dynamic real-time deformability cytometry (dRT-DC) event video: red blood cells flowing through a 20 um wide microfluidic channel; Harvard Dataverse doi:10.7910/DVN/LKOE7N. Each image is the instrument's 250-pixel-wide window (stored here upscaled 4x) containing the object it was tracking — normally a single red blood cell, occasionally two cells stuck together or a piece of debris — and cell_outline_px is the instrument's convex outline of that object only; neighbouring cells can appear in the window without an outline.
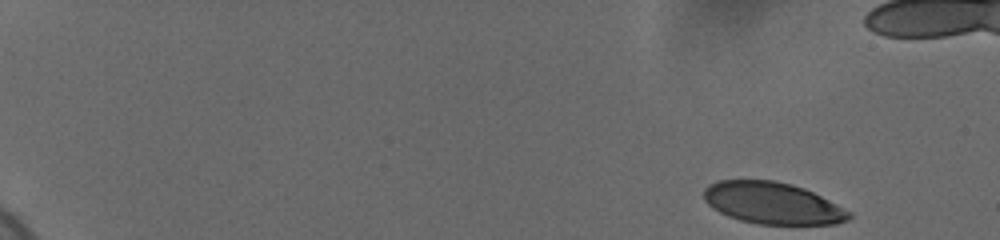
{"species": "human", "species_latin": "Homo sapiens", "temperature_condition": "cold", "stored_images_in_passage": 55, "camera_frame_rate_fps": 3000, "um_per_image_px": 0.085, "donor": {"sex": "female"}, "frame": {"image": 1, "passage_image": 1, "time_ms": 0.0, "image_size_px": [1000, 240], "cell_outline_px": [[852, 216], [848, 220], [836, 224], [760, 224], [740, 220], [728, 216], [712, 208], [704, 200], [704, 188], [708, 184], [720, 180], [776, 180], [792, 184], [804, 188], [852, 212]], "centroid_in_image_um": [65.65, 17.26], "position_along_channel_um": 19.3, "area_um2": 35.32}}
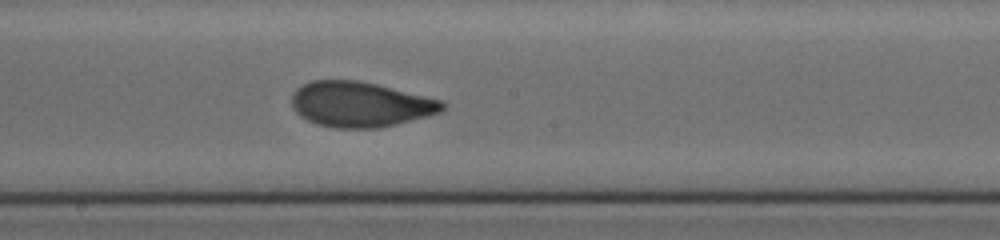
{"frame": {"image": 2, "passage_image": 31, "time_ms": 10.0, "image_size_px": [1000, 240], "cell_outline_px": [[444, 108], [440, 112], [428, 116], [380, 128], [336, 128], [316, 124], [300, 116], [292, 108], [292, 96], [296, 88], [312, 80], [356, 80], [376, 84], [444, 100]], "centroid_in_image_um": [30.62, 8.87], "position_along_channel_um": 217.6, "area_um2": 39.77}}
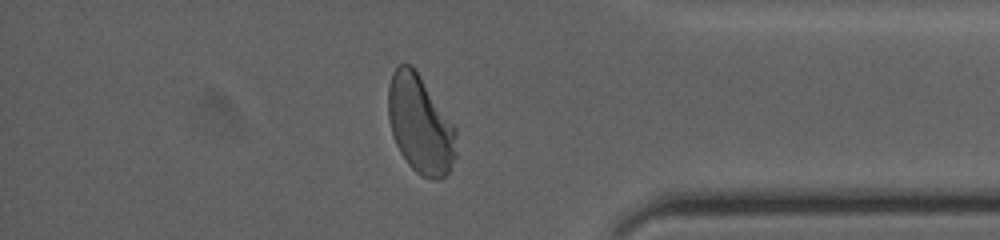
{"frame": {"image": 3, "passage_image": 47, "time_ms": 15.333, "image_size_px": [1000, 240], "cell_outline_px": [[456, 156], [448, 172], [440, 180], [432, 180], [420, 176], [408, 164], [400, 152], [396, 144], [392, 132], [388, 116], [388, 88], [392, 72], [400, 64], [412, 64], [456, 128]], "centroid_in_image_um": [35.72, 10.6], "position_along_channel_um": 399.5, "area_um2": 38.9}, "authors_computed_cell_mechanics": {"area_um2": 39.015, "velocity_mm_per_s": 3.6671, "shape_relaxation_time_tau1_ms": 4.1809, "shape_relaxation_time_tau2_ms": null, "deformation_change_tau1": 0.1587, "deformation_change_tau2": null}}